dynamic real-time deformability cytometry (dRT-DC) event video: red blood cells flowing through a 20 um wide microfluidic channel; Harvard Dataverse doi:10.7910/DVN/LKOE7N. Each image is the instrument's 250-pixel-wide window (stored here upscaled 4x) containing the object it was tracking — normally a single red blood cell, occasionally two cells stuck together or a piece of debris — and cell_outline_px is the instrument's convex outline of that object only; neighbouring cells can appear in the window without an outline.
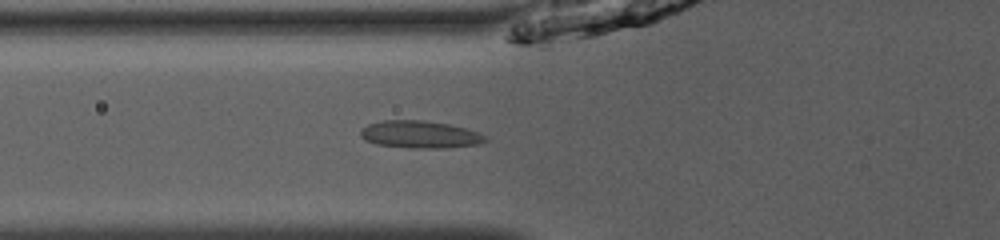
{"species": "common noctule bat (a hibernating species)", "species_latin": "Nyctalus noctula", "temperature_condition": "room temperature", "stored_images_in_passage": 32, "camera_frame_rate_fps": 3000, "um_per_image_px": 0.085, "animal": {"sex": "male", "body_mass_g": 13.0, "forearm_length_mm": 53.1}, "frame": {"image": 1, "passage_image": 2, "time_ms": 0.333, "image_size_px": [1000, 240], "cell_outline_px": [[488, 140], [480, 144], [444, 148], [412, 148], [376, 144], [364, 140], [360, 136], [360, 128], [368, 124], [380, 120], [424, 120], [448, 124], [468, 128], [488, 136]], "centroid_in_image_um": [35.7, 11.42], "position_along_channel_um": 90.1, "area_um2": 20.23}}
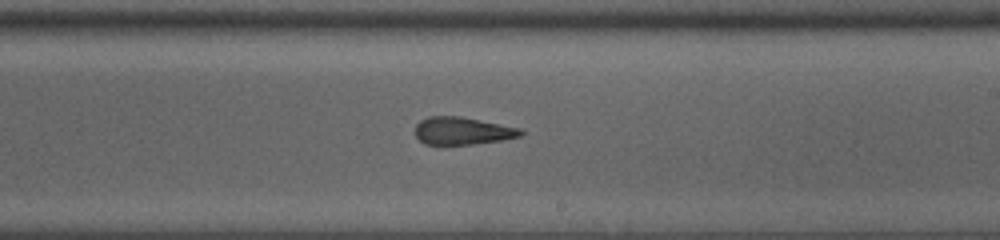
{"frame": {"image": 2, "passage_image": 14, "time_ms": 4.333, "image_size_px": [1000, 240], "cell_outline_px": [[524, 132], [520, 136], [500, 140], [472, 144], [424, 144], [416, 136], [416, 124], [420, 120], [428, 116], [460, 116], [520, 128]], "centroid_in_image_um": [39.28, 11.11], "position_along_channel_um": 249.7, "area_um2": 16.76}}
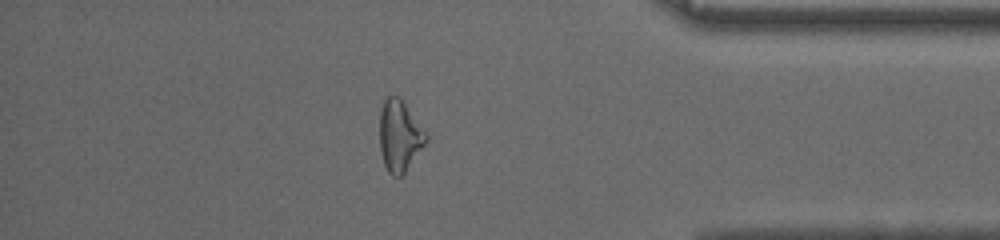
{"frame": {"image": 3, "passage_image": 27, "time_ms": 8.667, "image_size_px": [1000, 240], "cell_outline_px": [[428, 140], [404, 172], [400, 176], [392, 176], [388, 172], [384, 164], [380, 152], [380, 108], [384, 100], [388, 96], [400, 96], [428, 132]], "centroid_in_image_um": [33.98, 11.5], "position_along_channel_um": 401.2, "area_um2": 19.48}}